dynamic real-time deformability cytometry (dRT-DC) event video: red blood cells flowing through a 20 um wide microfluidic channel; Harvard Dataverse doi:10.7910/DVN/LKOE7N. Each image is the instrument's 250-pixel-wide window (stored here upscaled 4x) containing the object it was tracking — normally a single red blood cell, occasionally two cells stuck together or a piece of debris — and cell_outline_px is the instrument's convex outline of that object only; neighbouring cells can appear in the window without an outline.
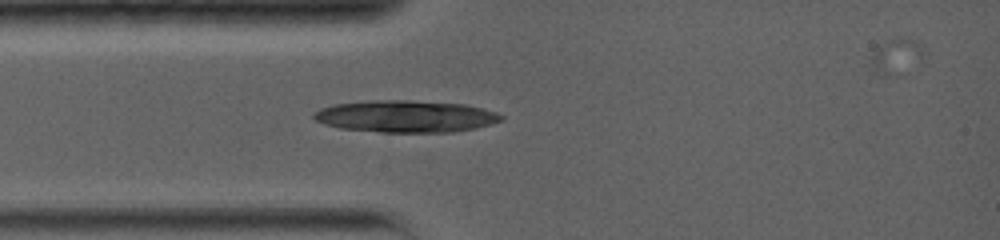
{"species": "common noctule bat (a hibernating species)", "species_latin": "Nyctalus noctula", "temperature_condition": "warm", "stored_images_in_passage": 40, "camera_frame_rate_fps": 5000, "um_per_image_px": 0.085, "animal": {"sex": "female", "body_mass_g": 19.0, "forearm_length_mm": 56.7}, "frame": {"image": 1, "passage_image": 1, "time_ms": 0.0, "image_size_px": [1000, 240], "cell_outline_px": [[928, 52], [888, 76], [880, 76], [872, 64], [872, 52], [876, 48], [888, 40], [896, 36], [920, 40], [924, 44]], "centroid_in_image_um": [76.22, 4.64], "position_along_channel_um": 8.8, "area_um2": 10.29}}